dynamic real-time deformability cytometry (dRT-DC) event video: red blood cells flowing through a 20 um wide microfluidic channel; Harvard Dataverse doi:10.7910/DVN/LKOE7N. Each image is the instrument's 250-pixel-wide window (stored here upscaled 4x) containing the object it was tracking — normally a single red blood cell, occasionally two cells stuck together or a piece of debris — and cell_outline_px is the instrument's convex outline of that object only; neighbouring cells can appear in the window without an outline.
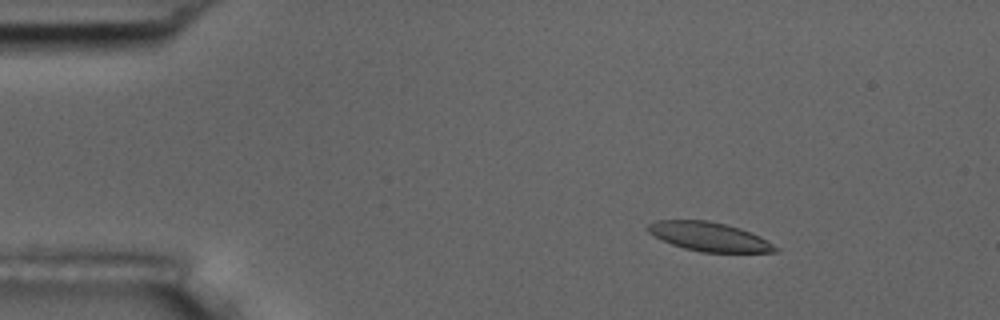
{"species": "common noctule bat (a hibernating species)", "species_latin": "Nyctalus noctula", "temperature_condition": "room temperature", "stored_images_in_passage": 7, "camera_frame_rate_fps": 3000, "um_per_image_px": 0.085, "animal": {"sex": "male", "body_mass_g": 17.5, "forearm_length_mm": 52.3}, "frame": {"image": 1, "passage_image": 2, "time_ms": 1.333, "image_size_px": [1000, 320], "cell_outline_px": [[780, 252], [700, 252], [684, 248], [672, 244], [648, 232], [648, 224], [656, 220], [708, 220], [740, 228], [760, 236], [780, 248]], "centroid_in_image_um": [60.32, 20.12], "position_along_channel_um": 24.7, "area_um2": 21.39}}
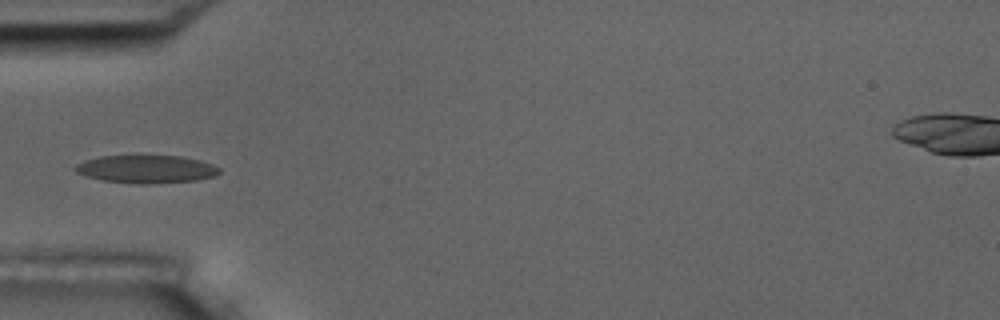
{"frame": {"image": 2, "passage_image": 5, "time_ms": 4.667, "image_size_px": [1000, 320], "cell_outline_px": [[220, 172], [216, 176], [196, 180], [152, 184], [136, 184], [104, 180], [88, 176], [76, 172], [72, 168], [76, 164], [84, 160], [100, 156], [136, 152], [180, 156], [200, 160], [212, 164], [220, 168]], "centroid_in_image_um": [12.41, 14.32], "position_along_channel_um": 72.6, "area_um2": 24.62}}